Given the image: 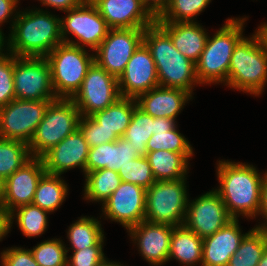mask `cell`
Returning <instances> with one entry per match:
<instances>
[{"label": "cell", "mask_w": 267, "mask_h": 266, "mask_svg": "<svg viewBox=\"0 0 267 266\" xmlns=\"http://www.w3.org/2000/svg\"><path fill=\"white\" fill-rule=\"evenodd\" d=\"M238 219L228 224L213 235L203 238V257L200 266H228L229 260L247 234H242Z\"/></svg>", "instance_id": "cell-21"}, {"label": "cell", "mask_w": 267, "mask_h": 266, "mask_svg": "<svg viewBox=\"0 0 267 266\" xmlns=\"http://www.w3.org/2000/svg\"><path fill=\"white\" fill-rule=\"evenodd\" d=\"M155 22L170 36L173 46L186 58L198 62L207 40V33L197 22L163 23Z\"/></svg>", "instance_id": "cell-24"}, {"label": "cell", "mask_w": 267, "mask_h": 266, "mask_svg": "<svg viewBox=\"0 0 267 266\" xmlns=\"http://www.w3.org/2000/svg\"><path fill=\"white\" fill-rule=\"evenodd\" d=\"M143 35L144 29H109L107 36L95 50V62L118 79L132 54L143 42Z\"/></svg>", "instance_id": "cell-13"}, {"label": "cell", "mask_w": 267, "mask_h": 266, "mask_svg": "<svg viewBox=\"0 0 267 266\" xmlns=\"http://www.w3.org/2000/svg\"><path fill=\"white\" fill-rule=\"evenodd\" d=\"M153 133L154 118L136 107L132 114L130 124L122 137L131 142V146L136 148L141 156H145L148 151V140Z\"/></svg>", "instance_id": "cell-35"}, {"label": "cell", "mask_w": 267, "mask_h": 266, "mask_svg": "<svg viewBox=\"0 0 267 266\" xmlns=\"http://www.w3.org/2000/svg\"><path fill=\"white\" fill-rule=\"evenodd\" d=\"M190 99L192 95L183 89L158 86L139 95L135 100L137 107L153 118L164 117L175 120Z\"/></svg>", "instance_id": "cell-22"}, {"label": "cell", "mask_w": 267, "mask_h": 266, "mask_svg": "<svg viewBox=\"0 0 267 266\" xmlns=\"http://www.w3.org/2000/svg\"><path fill=\"white\" fill-rule=\"evenodd\" d=\"M42 5L54 7L61 11H68L83 4L86 0H39Z\"/></svg>", "instance_id": "cell-44"}, {"label": "cell", "mask_w": 267, "mask_h": 266, "mask_svg": "<svg viewBox=\"0 0 267 266\" xmlns=\"http://www.w3.org/2000/svg\"><path fill=\"white\" fill-rule=\"evenodd\" d=\"M257 266H267V248L262 254V257Z\"/></svg>", "instance_id": "cell-50"}, {"label": "cell", "mask_w": 267, "mask_h": 266, "mask_svg": "<svg viewBox=\"0 0 267 266\" xmlns=\"http://www.w3.org/2000/svg\"><path fill=\"white\" fill-rule=\"evenodd\" d=\"M2 266H39L30 249L12 247L1 252Z\"/></svg>", "instance_id": "cell-42"}, {"label": "cell", "mask_w": 267, "mask_h": 266, "mask_svg": "<svg viewBox=\"0 0 267 266\" xmlns=\"http://www.w3.org/2000/svg\"><path fill=\"white\" fill-rule=\"evenodd\" d=\"M15 99L56 100L50 65L45 57L14 56Z\"/></svg>", "instance_id": "cell-9"}, {"label": "cell", "mask_w": 267, "mask_h": 266, "mask_svg": "<svg viewBox=\"0 0 267 266\" xmlns=\"http://www.w3.org/2000/svg\"><path fill=\"white\" fill-rule=\"evenodd\" d=\"M4 37L0 34V52L2 51L3 47L4 46V42H7V41H4Z\"/></svg>", "instance_id": "cell-52"}, {"label": "cell", "mask_w": 267, "mask_h": 266, "mask_svg": "<svg viewBox=\"0 0 267 266\" xmlns=\"http://www.w3.org/2000/svg\"><path fill=\"white\" fill-rule=\"evenodd\" d=\"M255 34L257 35L261 45L263 46L264 51L267 53V23L259 26Z\"/></svg>", "instance_id": "cell-47"}, {"label": "cell", "mask_w": 267, "mask_h": 266, "mask_svg": "<svg viewBox=\"0 0 267 266\" xmlns=\"http://www.w3.org/2000/svg\"><path fill=\"white\" fill-rule=\"evenodd\" d=\"M31 158L27 143L0 138V177L4 180Z\"/></svg>", "instance_id": "cell-34"}, {"label": "cell", "mask_w": 267, "mask_h": 266, "mask_svg": "<svg viewBox=\"0 0 267 266\" xmlns=\"http://www.w3.org/2000/svg\"><path fill=\"white\" fill-rule=\"evenodd\" d=\"M67 193V183L60 175L45 173L38 182L32 204L51 213L62 205Z\"/></svg>", "instance_id": "cell-29"}, {"label": "cell", "mask_w": 267, "mask_h": 266, "mask_svg": "<svg viewBox=\"0 0 267 266\" xmlns=\"http://www.w3.org/2000/svg\"><path fill=\"white\" fill-rule=\"evenodd\" d=\"M78 129L83 134L89 148L118 139L113 132L102 128V125H99L91 116H81Z\"/></svg>", "instance_id": "cell-40"}, {"label": "cell", "mask_w": 267, "mask_h": 266, "mask_svg": "<svg viewBox=\"0 0 267 266\" xmlns=\"http://www.w3.org/2000/svg\"><path fill=\"white\" fill-rule=\"evenodd\" d=\"M18 0H0V25L6 22V20L13 15L16 11ZM0 29V34L4 37V34Z\"/></svg>", "instance_id": "cell-45"}, {"label": "cell", "mask_w": 267, "mask_h": 266, "mask_svg": "<svg viewBox=\"0 0 267 266\" xmlns=\"http://www.w3.org/2000/svg\"><path fill=\"white\" fill-rule=\"evenodd\" d=\"M189 201L184 225L202 239L213 235L233 219L216 190L201 195L192 203Z\"/></svg>", "instance_id": "cell-14"}, {"label": "cell", "mask_w": 267, "mask_h": 266, "mask_svg": "<svg viewBox=\"0 0 267 266\" xmlns=\"http://www.w3.org/2000/svg\"><path fill=\"white\" fill-rule=\"evenodd\" d=\"M103 245H94L81 250H73L67 266H98L104 259Z\"/></svg>", "instance_id": "cell-41"}, {"label": "cell", "mask_w": 267, "mask_h": 266, "mask_svg": "<svg viewBox=\"0 0 267 266\" xmlns=\"http://www.w3.org/2000/svg\"><path fill=\"white\" fill-rule=\"evenodd\" d=\"M143 42L155 62L159 86L183 89L192 95L193 85L200 84L195 63L173 46L170 36L156 22L144 29Z\"/></svg>", "instance_id": "cell-3"}, {"label": "cell", "mask_w": 267, "mask_h": 266, "mask_svg": "<svg viewBox=\"0 0 267 266\" xmlns=\"http://www.w3.org/2000/svg\"><path fill=\"white\" fill-rule=\"evenodd\" d=\"M174 226L153 223L144 220L130 227L127 231L144 259L151 265L157 266L168 262L170 239Z\"/></svg>", "instance_id": "cell-19"}, {"label": "cell", "mask_w": 267, "mask_h": 266, "mask_svg": "<svg viewBox=\"0 0 267 266\" xmlns=\"http://www.w3.org/2000/svg\"><path fill=\"white\" fill-rule=\"evenodd\" d=\"M98 266H122V265L120 263H116L114 261L110 262L105 258Z\"/></svg>", "instance_id": "cell-51"}, {"label": "cell", "mask_w": 267, "mask_h": 266, "mask_svg": "<svg viewBox=\"0 0 267 266\" xmlns=\"http://www.w3.org/2000/svg\"><path fill=\"white\" fill-rule=\"evenodd\" d=\"M66 13H68L66 18L60 19L63 42L83 48L89 46L92 51H95L110 29L96 6L90 0H86ZM67 34L77 37L79 42L68 39Z\"/></svg>", "instance_id": "cell-10"}, {"label": "cell", "mask_w": 267, "mask_h": 266, "mask_svg": "<svg viewBox=\"0 0 267 266\" xmlns=\"http://www.w3.org/2000/svg\"><path fill=\"white\" fill-rule=\"evenodd\" d=\"M60 239L43 241L33 249L32 254L39 266H67V250Z\"/></svg>", "instance_id": "cell-37"}, {"label": "cell", "mask_w": 267, "mask_h": 266, "mask_svg": "<svg viewBox=\"0 0 267 266\" xmlns=\"http://www.w3.org/2000/svg\"><path fill=\"white\" fill-rule=\"evenodd\" d=\"M120 97L118 79L94 62L72 100L81 116H91L104 110Z\"/></svg>", "instance_id": "cell-12"}, {"label": "cell", "mask_w": 267, "mask_h": 266, "mask_svg": "<svg viewBox=\"0 0 267 266\" xmlns=\"http://www.w3.org/2000/svg\"><path fill=\"white\" fill-rule=\"evenodd\" d=\"M67 237L72 250H81L94 245H103L104 234L100 222L93 217H80L70 225Z\"/></svg>", "instance_id": "cell-32"}, {"label": "cell", "mask_w": 267, "mask_h": 266, "mask_svg": "<svg viewBox=\"0 0 267 266\" xmlns=\"http://www.w3.org/2000/svg\"><path fill=\"white\" fill-rule=\"evenodd\" d=\"M86 51L83 47L63 42L45 57L57 98L72 99L80 90L86 73L95 62V56Z\"/></svg>", "instance_id": "cell-6"}, {"label": "cell", "mask_w": 267, "mask_h": 266, "mask_svg": "<svg viewBox=\"0 0 267 266\" xmlns=\"http://www.w3.org/2000/svg\"><path fill=\"white\" fill-rule=\"evenodd\" d=\"M45 173L42 159L32 157L5 180L2 207L7 216L20 206L32 204L38 182Z\"/></svg>", "instance_id": "cell-17"}, {"label": "cell", "mask_w": 267, "mask_h": 266, "mask_svg": "<svg viewBox=\"0 0 267 266\" xmlns=\"http://www.w3.org/2000/svg\"><path fill=\"white\" fill-rule=\"evenodd\" d=\"M264 216L266 222L262 225H258L255 228L261 229L267 232V178L265 177L262 182V189H261V205L259 210V215Z\"/></svg>", "instance_id": "cell-46"}, {"label": "cell", "mask_w": 267, "mask_h": 266, "mask_svg": "<svg viewBox=\"0 0 267 266\" xmlns=\"http://www.w3.org/2000/svg\"><path fill=\"white\" fill-rule=\"evenodd\" d=\"M8 233V217L3 207L0 205V241Z\"/></svg>", "instance_id": "cell-48"}, {"label": "cell", "mask_w": 267, "mask_h": 266, "mask_svg": "<svg viewBox=\"0 0 267 266\" xmlns=\"http://www.w3.org/2000/svg\"><path fill=\"white\" fill-rule=\"evenodd\" d=\"M85 178L84 199L103 203L121 183L118 172L108 168L88 172Z\"/></svg>", "instance_id": "cell-31"}, {"label": "cell", "mask_w": 267, "mask_h": 266, "mask_svg": "<svg viewBox=\"0 0 267 266\" xmlns=\"http://www.w3.org/2000/svg\"><path fill=\"white\" fill-rule=\"evenodd\" d=\"M15 212H17L15 214ZM49 212L41 209L33 204L23 205L9 214L8 217V233L13 223L14 217L17 218V224L26 237H36L43 234L47 229ZM16 215V216H15Z\"/></svg>", "instance_id": "cell-33"}, {"label": "cell", "mask_w": 267, "mask_h": 266, "mask_svg": "<svg viewBox=\"0 0 267 266\" xmlns=\"http://www.w3.org/2000/svg\"><path fill=\"white\" fill-rule=\"evenodd\" d=\"M176 121L171 118H154V133L147 143L148 151L168 150L183 154L188 160L193 149L188 140L176 129Z\"/></svg>", "instance_id": "cell-25"}, {"label": "cell", "mask_w": 267, "mask_h": 266, "mask_svg": "<svg viewBox=\"0 0 267 266\" xmlns=\"http://www.w3.org/2000/svg\"><path fill=\"white\" fill-rule=\"evenodd\" d=\"M110 29H145L155 18L140 0H90Z\"/></svg>", "instance_id": "cell-20"}, {"label": "cell", "mask_w": 267, "mask_h": 266, "mask_svg": "<svg viewBox=\"0 0 267 266\" xmlns=\"http://www.w3.org/2000/svg\"><path fill=\"white\" fill-rule=\"evenodd\" d=\"M245 18H230L225 25L214 34L207 37L204 50L196 65V76L200 84L225 82L235 46L243 38Z\"/></svg>", "instance_id": "cell-4"}, {"label": "cell", "mask_w": 267, "mask_h": 266, "mask_svg": "<svg viewBox=\"0 0 267 266\" xmlns=\"http://www.w3.org/2000/svg\"><path fill=\"white\" fill-rule=\"evenodd\" d=\"M0 52V108L15 99L14 90V55Z\"/></svg>", "instance_id": "cell-39"}, {"label": "cell", "mask_w": 267, "mask_h": 266, "mask_svg": "<svg viewBox=\"0 0 267 266\" xmlns=\"http://www.w3.org/2000/svg\"><path fill=\"white\" fill-rule=\"evenodd\" d=\"M140 2L156 19L165 11L171 0H140Z\"/></svg>", "instance_id": "cell-43"}, {"label": "cell", "mask_w": 267, "mask_h": 266, "mask_svg": "<svg viewBox=\"0 0 267 266\" xmlns=\"http://www.w3.org/2000/svg\"><path fill=\"white\" fill-rule=\"evenodd\" d=\"M210 2L211 0H171L156 20L163 23L195 22L194 16L200 14Z\"/></svg>", "instance_id": "cell-36"}, {"label": "cell", "mask_w": 267, "mask_h": 266, "mask_svg": "<svg viewBox=\"0 0 267 266\" xmlns=\"http://www.w3.org/2000/svg\"><path fill=\"white\" fill-rule=\"evenodd\" d=\"M51 101L14 99L1 107L0 138L29 144Z\"/></svg>", "instance_id": "cell-11"}, {"label": "cell", "mask_w": 267, "mask_h": 266, "mask_svg": "<svg viewBox=\"0 0 267 266\" xmlns=\"http://www.w3.org/2000/svg\"><path fill=\"white\" fill-rule=\"evenodd\" d=\"M137 107L134 98L120 97L113 104L102 111L96 112L91 117L102 128L113 132L118 138L122 137L130 124L134 109Z\"/></svg>", "instance_id": "cell-28"}, {"label": "cell", "mask_w": 267, "mask_h": 266, "mask_svg": "<svg viewBox=\"0 0 267 266\" xmlns=\"http://www.w3.org/2000/svg\"><path fill=\"white\" fill-rule=\"evenodd\" d=\"M141 155L131 146V142L123 137L116 141L100 144L96 147L89 148L86 161V173L100 169H111L118 171Z\"/></svg>", "instance_id": "cell-23"}, {"label": "cell", "mask_w": 267, "mask_h": 266, "mask_svg": "<svg viewBox=\"0 0 267 266\" xmlns=\"http://www.w3.org/2000/svg\"><path fill=\"white\" fill-rule=\"evenodd\" d=\"M5 195V180L0 177V205L2 206L3 204V199Z\"/></svg>", "instance_id": "cell-49"}, {"label": "cell", "mask_w": 267, "mask_h": 266, "mask_svg": "<svg viewBox=\"0 0 267 266\" xmlns=\"http://www.w3.org/2000/svg\"><path fill=\"white\" fill-rule=\"evenodd\" d=\"M267 248V232L252 228L242 239L228 266H257Z\"/></svg>", "instance_id": "cell-30"}, {"label": "cell", "mask_w": 267, "mask_h": 266, "mask_svg": "<svg viewBox=\"0 0 267 266\" xmlns=\"http://www.w3.org/2000/svg\"><path fill=\"white\" fill-rule=\"evenodd\" d=\"M15 15L7 39V50L14 56L46 57L63 43L61 18L42 9L17 12Z\"/></svg>", "instance_id": "cell-1"}, {"label": "cell", "mask_w": 267, "mask_h": 266, "mask_svg": "<svg viewBox=\"0 0 267 266\" xmlns=\"http://www.w3.org/2000/svg\"><path fill=\"white\" fill-rule=\"evenodd\" d=\"M186 179L156 181L146 189V221L184 225L188 203Z\"/></svg>", "instance_id": "cell-8"}, {"label": "cell", "mask_w": 267, "mask_h": 266, "mask_svg": "<svg viewBox=\"0 0 267 266\" xmlns=\"http://www.w3.org/2000/svg\"><path fill=\"white\" fill-rule=\"evenodd\" d=\"M266 83L267 53L256 34L243 37L232 53L226 85L258 96Z\"/></svg>", "instance_id": "cell-5"}, {"label": "cell", "mask_w": 267, "mask_h": 266, "mask_svg": "<svg viewBox=\"0 0 267 266\" xmlns=\"http://www.w3.org/2000/svg\"><path fill=\"white\" fill-rule=\"evenodd\" d=\"M217 175L220 194L229 215L238 219L239 214L248 217L259 215L261 189L265 176L253 165L230 161H218Z\"/></svg>", "instance_id": "cell-2"}, {"label": "cell", "mask_w": 267, "mask_h": 266, "mask_svg": "<svg viewBox=\"0 0 267 266\" xmlns=\"http://www.w3.org/2000/svg\"><path fill=\"white\" fill-rule=\"evenodd\" d=\"M145 157L150 163L156 181L186 178L189 163L183 154L168 150H157L147 151Z\"/></svg>", "instance_id": "cell-27"}, {"label": "cell", "mask_w": 267, "mask_h": 266, "mask_svg": "<svg viewBox=\"0 0 267 266\" xmlns=\"http://www.w3.org/2000/svg\"><path fill=\"white\" fill-rule=\"evenodd\" d=\"M202 257L203 239L185 225L174 226L168 261L174 258L181 264L194 266L202 264Z\"/></svg>", "instance_id": "cell-26"}, {"label": "cell", "mask_w": 267, "mask_h": 266, "mask_svg": "<svg viewBox=\"0 0 267 266\" xmlns=\"http://www.w3.org/2000/svg\"><path fill=\"white\" fill-rule=\"evenodd\" d=\"M102 206L107 218L119 222L128 230L145 220L146 189L121 181L119 187L102 203Z\"/></svg>", "instance_id": "cell-15"}, {"label": "cell", "mask_w": 267, "mask_h": 266, "mask_svg": "<svg viewBox=\"0 0 267 266\" xmlns=\"http://www.w3.org/2000/svg\"><path fill=\"white\" fill-rule=\"evenodd\" d=\"M121 181L139 185L145 189L156 182L150 163L145 156H140L117 171Z\"/></svg>", "instance_id": "cell-38"}, {"label": "cell", "mask_w": 267, "mask_h": 266, "mask_svg": "<svg viewBox=\"0 0 267 266\" xmlns=\"http://www.w3.org/2000/svg\"><path fill=\"white\" fill-rule=\"evenodd\" d=\"M88 151V143L81 131L77 129L40 158L48 174L61 176L63 172L75 167L81 168L86 174Z\"/></svg>", "instance_id": "cell-18"}, {"label": "cell", "mask_w": 267, "mask_h": 266, "mask_svg": "<svg viewBox=\"0 0 267 266\" xmlns=\"http://www.w3.org/2000/svg\"><path fill=\"white\" fill-rule=\"evenodd\" d=\"M158 86L155 62L149 48L142 42L118 78L120 96L136 99L139 95Z\"/></svg>", "instance_id": "cell-16"}, {"label": "cell", "mask_w": 267, "mask_h": 266, "mask_svg": "<svg viewBox=\"0 0 267 266\" xmlns=\"http://www.w3.org/2000/svg\"><path fill=\"white\" fill-rule=\"evenodd\" d=\"M81 115L72 99L51 101L28 144L31 157L40 158L78 129Z\"/></svg>", "instance_id": "cell-7"}]
</instances>
